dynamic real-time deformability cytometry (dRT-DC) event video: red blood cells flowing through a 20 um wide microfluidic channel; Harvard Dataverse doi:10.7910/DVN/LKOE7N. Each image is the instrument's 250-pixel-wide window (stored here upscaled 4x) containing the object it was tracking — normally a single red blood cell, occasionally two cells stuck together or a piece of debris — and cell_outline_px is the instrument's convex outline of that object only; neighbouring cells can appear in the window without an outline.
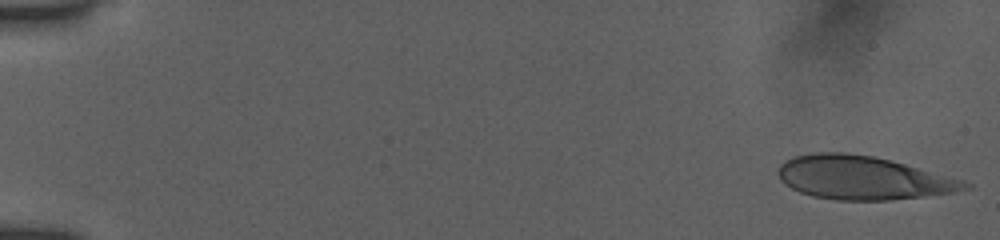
{"species": "human", "species_latin": "Homo sapiens", "temperature_condition": "room temperature", "stored_images_in_passage": 52, "camera_frame_rate_fps": 3000, "um_per_image_px": 0.085, "donor": {"sex": "female"}, "frame": {"image": 1, "passage_image": 1, "time_ms": 0.0, "image_size_px": [1000, 240], "cell_outline_px": [[972, 188], [956, 192], [924, 196], [888, 200], [836, 200], [812, 196], [800, 192], [784, 184], [780, 180], [780, 164], [784, 160], [792, 156], [816, 152], [848, 152], [872, 156], [904, 164], [964, 180], [972, 184]], "centroid_in_image_um": [73.33, 15.11], "position_along_channel_um": 11.7, "area_um2": 47.16}}
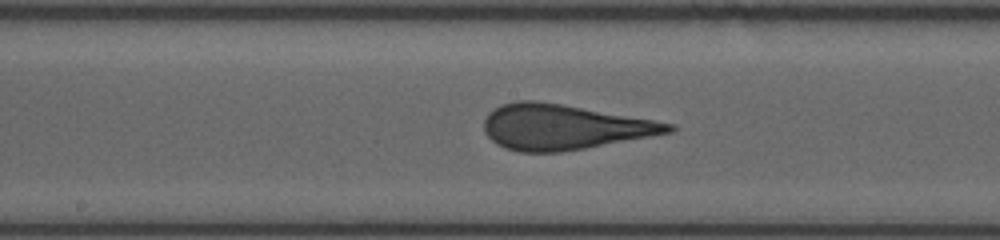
{"frame": {"image": 2, "passage_image": 28, "time_ms": 9.0, "image_size_px": [1000, 240], "cell_outline_px": [[676, 128], [672, 132], [584, 148], [560, 152], [520, 152], [504, 148], [496, 144], [484, 132], [484, 120], [488, 112], [500, 104], [516, 100], [536, 100], [560, 104], [676, 124]], "centroid_in_image_um": [47.85, 10.79], "position_along_channel_um": 200.3, "area_um2": 48.26}}
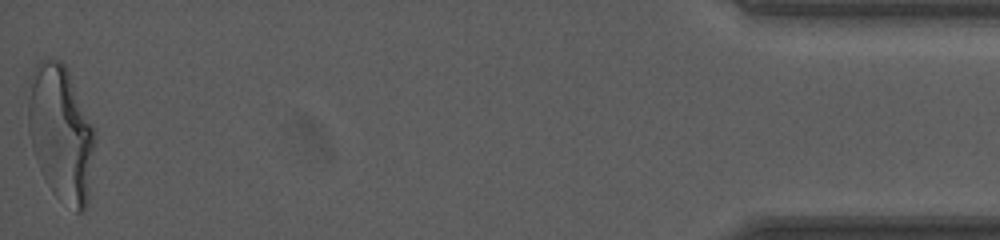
{"frame": {"image": 3, "passage_image": 52, "time_ms": 17.0, "image_size_px": [1000, 240], "cell_outline_px": [[96, 132], [88, 196], [84, 208], [80, 212], [76, 212], [40, 168], [36, 160], [28, 128], [28, 76], [32, 68], [40, 60], [60, 60], [64, 64], [68, 72]], "centroid_in_image_um": [5.16, 11.15], "position_along_channel_um": 430.0, "area_um2": 51.15}, "authors_computed_cell_mechanics": {"area_um2": 47.8006, "velocity_mm_per_s": 3.9211, "shape_relaxation_time_tau1_ms": 7.25, "shape_relaxation_time_tau2_ms": 0.7707, "deformation_change_tau1": 0.2647, "deformation_change_tau2": 0.1045}}